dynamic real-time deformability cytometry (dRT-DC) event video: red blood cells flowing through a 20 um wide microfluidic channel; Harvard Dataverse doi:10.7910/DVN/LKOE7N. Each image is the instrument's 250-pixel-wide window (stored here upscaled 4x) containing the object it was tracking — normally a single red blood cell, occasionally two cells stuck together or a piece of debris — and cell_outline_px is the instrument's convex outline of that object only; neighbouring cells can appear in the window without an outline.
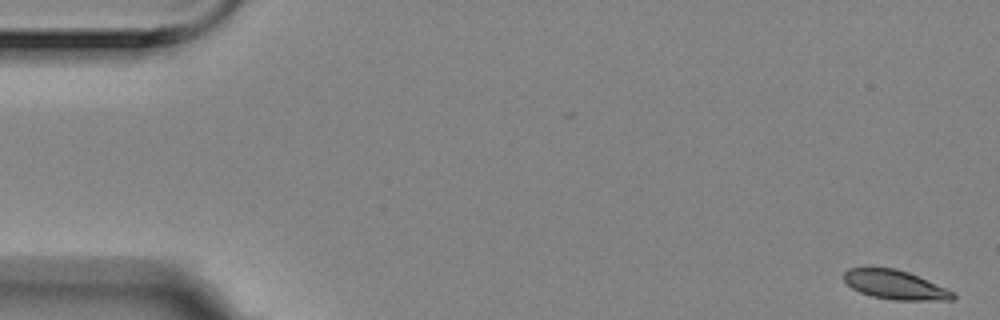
{"species": "Egyptian fruit bat (a non-hibernating species)", "species_latin": "Rousettus aegyptiacus", "temperature_condition": "room temperature", "stored_images_in_passage": 58, "camera_frame_rate_fps": 3000, "um_per_image_px": 0.085, "animal": {"sex": "female"}, "frame": {"image": 1, "passage_image": 1, "time_ms": 0.0, "image_size_px": [1000, 320], "cell_outline_px": [[956, 296], [952, 300], [892, 300], [872, 296], [860, 292], [852, 288], [844, 280], [844, 272], [848, 268], [896, 268], [908, 272], [956, 292]], "centroid_in_image_um": [76.11, 24.21], "position_along_channel_um": 8.9, "area_um2": 18.44}}
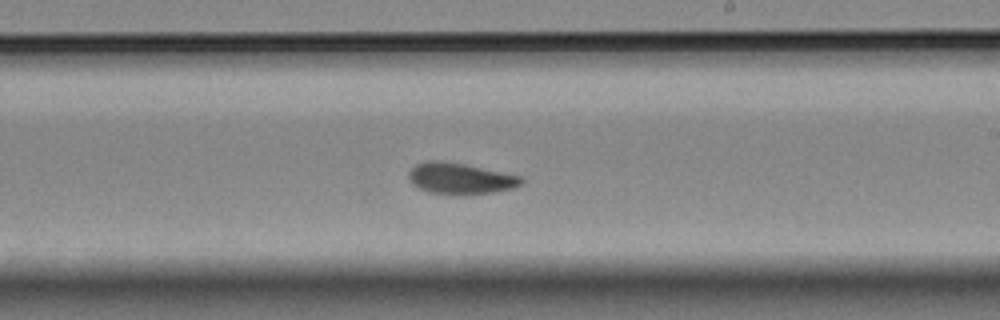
{"frame": {"image": 2, "passage_image": 33, "time_ms": 10.667, "image_size_px": [1000, 320], "cell_outline_px": [[524, 184], [516, 188], [492, 192], [428, 192], [412, 184], [408, 176], [408, 172], [416, 164], [428, 160], [440, 160], [464, 164], [520, 176], [524, 180]], "centroid_in_image_um": [39.13, 15.13], "position_along_channel_um": 249.9, "area_um2": 19.77}}
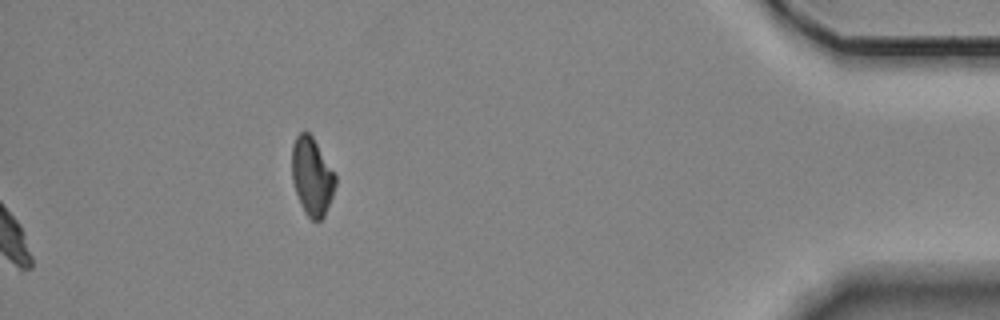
{"frame": {"image": 3, "passage_image": 58, "time_ms": 19.0, "image_size_px": [1000, 320], "cell_outline_px": [[336, 184], [332, 196], [324, 216], [320, 220], [312, 220], [304, 212], [296, 192], [292, 180], [292, 144], [296, 136], [304, 128], [312, 136], [336, 176]], "centroid_in_image_um": [26.5, 14.97], "position_along_channel_um": 408.7, "area_um2": 19.59}, "authors_computed_cell_mechanics": {"area_um2": 19.7676, "velocity_mm_per_s": 3.4837, "shape_relaxation_time_tau1_ms": 3.2312, "shape_relaxation_time_tau2_ms": 0.8102, "deformation_change_tau1": 0.1203, "deformation_change_tau2": 0.055}}